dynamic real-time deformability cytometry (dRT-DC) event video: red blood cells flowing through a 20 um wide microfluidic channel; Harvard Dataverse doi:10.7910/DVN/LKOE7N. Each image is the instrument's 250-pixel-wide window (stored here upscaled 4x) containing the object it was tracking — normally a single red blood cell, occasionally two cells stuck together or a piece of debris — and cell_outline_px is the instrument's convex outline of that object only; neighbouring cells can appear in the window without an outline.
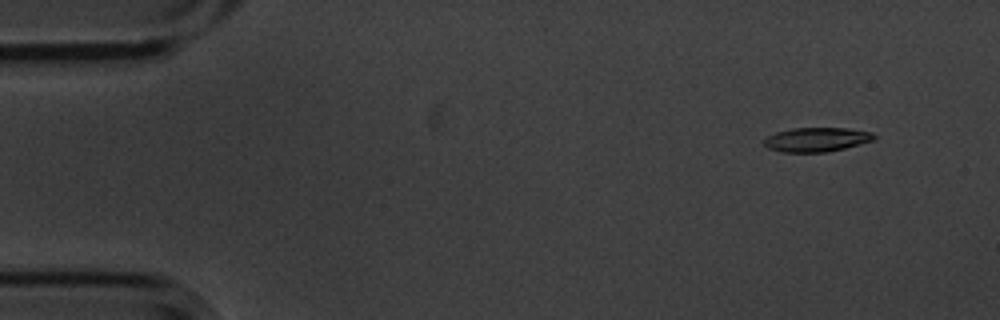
{"species": "common noctule bat (a hibernating species)", "species_latin": "Nyctalus noctula", "temperature_condition": "cold", "stored_images_in_passage": 4, "camera_frame_rate_fps": 3000, "um_per_image_px": 0.085, "animal": {"sex": "male", "body_mass_g": 20.1, "forearm_length_mm": 53.5}, "frame": {"image": 1, "passage_image": 1, "time_ms": 0.0, "image_size_px": [1000, 320], "cell_outline_px": [[876, 136], [872, 140], [844, 148], [828, 152], [780, 152], [768, 148], [764, 144], [764, 140], [768, 136], [776, 132], [792, 128], [848, 128], [872, 132]], "centroid_in_image_um": [69.39, 11.86], "position_along_channel_um": 15.6, "area_um2": 15.43}}
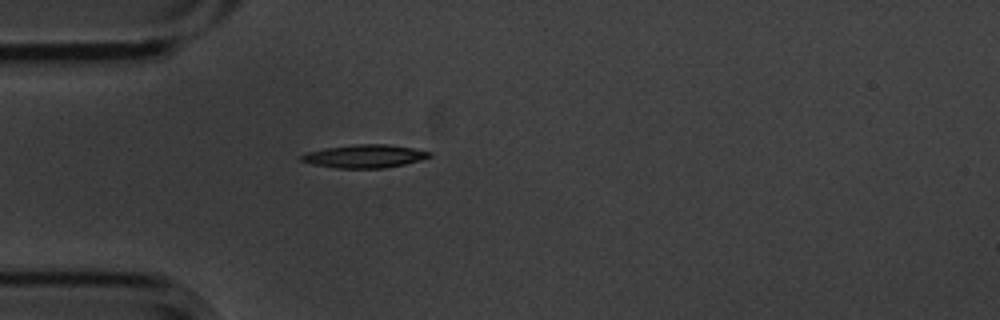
{"frame": {"image": 2, "passage_image": 4, "time_ms": 1.0, "image_size_px": [1000, 320], "cell_outline_px": [[432, 156], [420, 160], [404, 164], [384, 168], [336, 168], [312, 164], [300, 160], [300, 156], [308, 152], [328, 148], [356, 144], [388, 144], [412, 148], [432, 152]], "centroid_in_image_um": [31.02, 13.28], "position_along_channel_um": 54.0, "area_um2": 17.11}}